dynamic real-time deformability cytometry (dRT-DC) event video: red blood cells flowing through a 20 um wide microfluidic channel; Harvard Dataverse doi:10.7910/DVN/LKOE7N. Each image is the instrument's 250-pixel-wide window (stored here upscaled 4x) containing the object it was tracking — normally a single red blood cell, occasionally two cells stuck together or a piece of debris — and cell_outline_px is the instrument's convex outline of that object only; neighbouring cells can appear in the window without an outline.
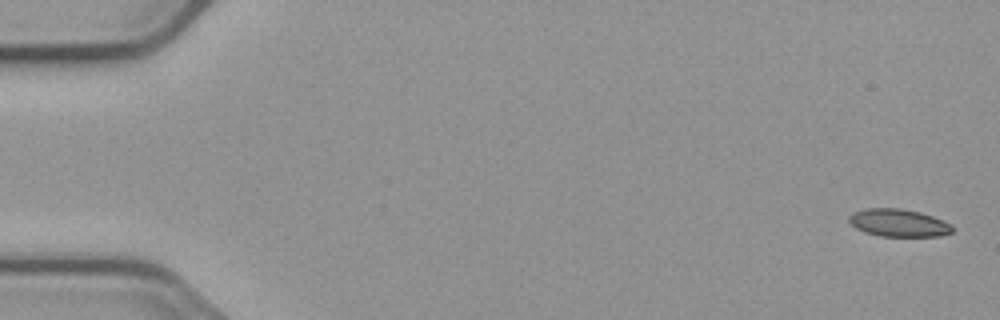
{"species": "common noctule bat (a hibernating species)", "species_latin": "Nyctalus noctula", "temperature_condition": "cold", "stored_images_in_passage": 5, "segment_of_instrument_passage": [1, 2], "camera_frame_rate_fps": 3000, "um_per_image_px": 0.085, "animal": {"sex": "male", "body_mass_g": 23.1, "forearm_length_mm": 52.7}, "frame": {"image": 1, "passage_image": 1, "time_ms": 0.0, "image_size_px": [1000, 320], "cell_outline_px": [[952, 232], [940, 236], [880, 236], [864, 232], [856, 228], [848, 220], [848, 216], [852, 212], [864, 208], [900, 208], [920, 212], [932, 216], [952, 224]], "centroid_in_image_um": [76.35, 18.93], "position_along_channel_um": 8.7, "area_um2": 16.7}}